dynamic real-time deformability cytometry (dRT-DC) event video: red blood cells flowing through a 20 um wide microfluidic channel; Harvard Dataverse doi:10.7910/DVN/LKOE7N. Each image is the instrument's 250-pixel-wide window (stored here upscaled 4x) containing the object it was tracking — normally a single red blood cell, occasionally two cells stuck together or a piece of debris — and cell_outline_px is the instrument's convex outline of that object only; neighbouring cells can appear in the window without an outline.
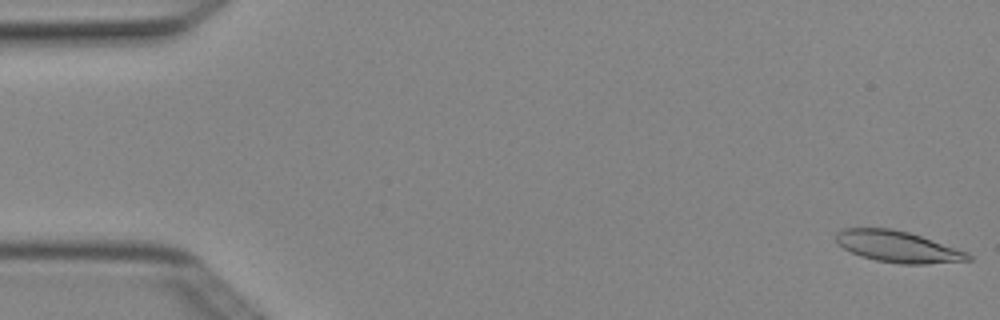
{"species": "Egyptian fruit bat (a non-hibernating species)", "species_latin": "Rousettus aegyptiacus", "temperature_condition": "cold", "stored_images_in_passage": 7, "camera_frame_rate_fps": 3000, "um_per_image_px": 0.085, "animal": {"sex": "female"}, "frame": {"image": 1, "passage_image": 1, "time_ms": 0.0, "image_size_px": [1000, 320], "cell_outline_px": [[972, 260], [924, 264], [900, 264], [876, 260], [860, 256], [844, 248], [836, 240], [836, 232], [844, 228], [892, 228], [908, 232], [968, 252], [972, 256]], "centroid_in_image_um": [76.32, 20.97], "position_along_channel_um": 8.7, "area_um2": 23.93}}
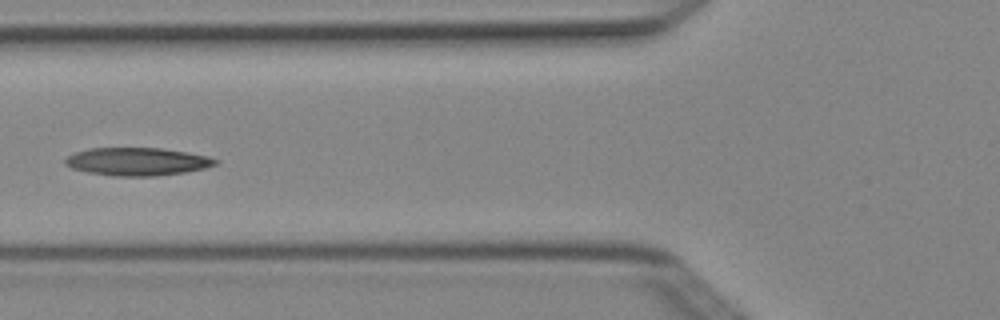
{"frame": {"image": 2, "passage_image": 6, "time_ms": 1.667, "image_size_px": [1000, 320], "cell_outline_px": [[220, 160], [216, 164], [204, 168], [184, 172], [156, 176], [116, 176], [88, 172], [72, 168], [64, 164], [64, 160], [68, 156], [76, 152], [88, 148], [160, 148], [208, 156]], "centroid_in_image_um": [11.65, 13.73], "position_along_channel_um": 114.1, "area_um2": 24.28}}
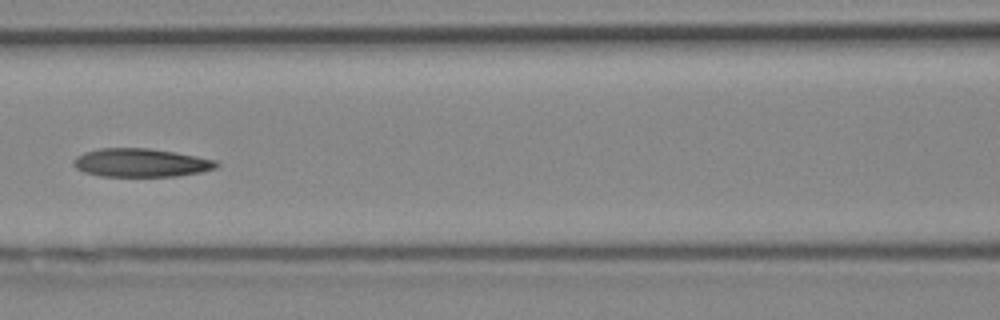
{"frame": {"image": 3, "passage_image": 7, "time_ms": 2.0, "image_size_px": [1000, 320], "cell_outline_px": [[220, 164], [216, 168], [200, 172], [176, 176], [100, 176], [84, 172], [76, 168], [72, 164], [72, 160], [76, 156], [84, 152], [100, 148], [148, 148], [176, 152], [216, 160]], "centroid_in_image_um": [11.95, 13.83], "position_along_channel_um": 154.6, "area_um2": 23.76}}